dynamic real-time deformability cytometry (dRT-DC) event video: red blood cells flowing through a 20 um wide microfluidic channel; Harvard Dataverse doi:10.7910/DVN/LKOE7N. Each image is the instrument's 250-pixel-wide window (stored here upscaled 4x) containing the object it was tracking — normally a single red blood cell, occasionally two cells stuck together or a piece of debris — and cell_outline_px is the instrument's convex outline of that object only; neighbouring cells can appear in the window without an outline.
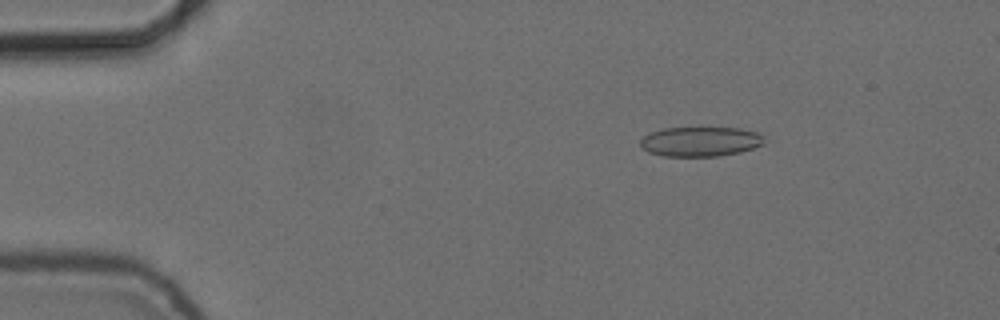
{"species": "common noctule bat (a hibernating species)", "species_latin": "Nyctalus noctula", "temperature_condition": "cold", "stored_images_in_passage": 52, "camera_frame_rate_fps": 3000, "um_per_image_px": 0.085, "animal": {"sex": "female", "body_mass_g": 24.6, "forearm_length_mm": 56.2}, "frame": {"image": 1, "passage_image": 6, "time_ms": 1.667, "image_size_px": [1000, 320], "cell_outline_px": [[764, 144], [740, 152], [716, 156], [664, 156], [648, 152], [640, 144], [640, 140], [644, 136], [652, 132], [664, 128], [740, 128], [756, 132], [764, 136]], "centroid_in_image_um": [59.54, 12.03], "position_along_channel_um": 25.5, "area_um2": 21.27}}
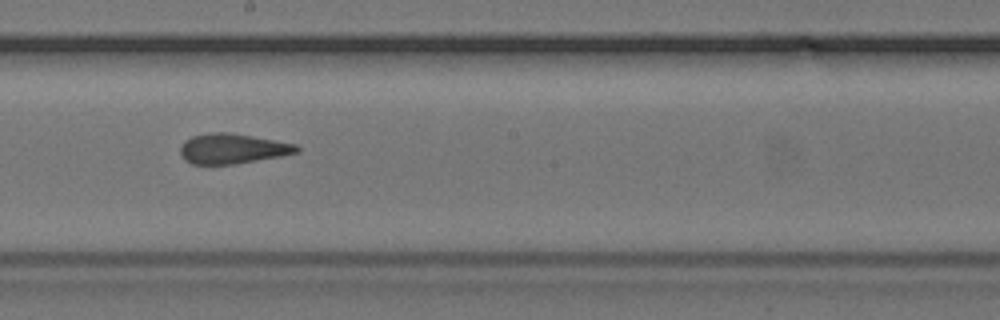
{"frame": {"image": 2, "passage_image": 28, "time_ms": 9.0, "image_size_px": [1000, 320], "cell_outline_px": [[300, 148], [296, 152], [280, 156], [236, 164], [192, 164], [184, 160], [180, 152], [180, 148], [184, 140], [192, 136], [212, 132], [232, 132], [296, 144]], "centroid_in_image_um": [19.73, 12.63], "position_along_channel_um": 228.5, "area_um2": 20.4}}
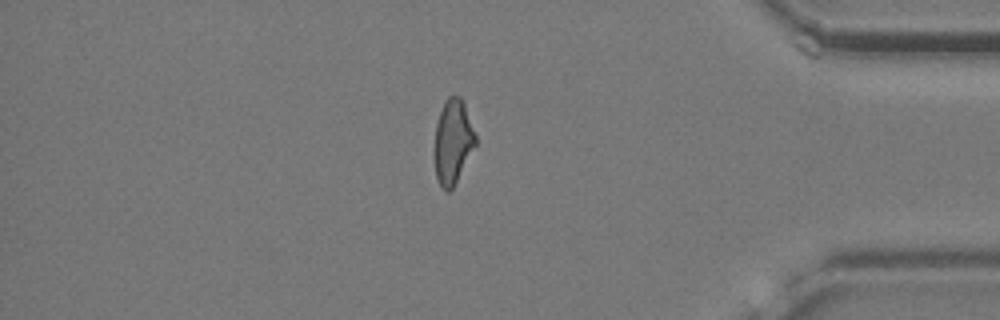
{"frame": {"image": 3, "passage_image": 44, "time_ms": 14.333, "image_size_px": [1000, 320], "cell_outline_px": [[476, 144], [452, 188], [448, 192], [440, 184], [436, 176], [436, 124], [444, 100], [448, 96], [460, 96], [464, 104], [476, 136]], "centroid_in_image_um": [38.51, 11.99], "position_along_channel_um": 396.7, "area_um2": 19.42}, "authors_computed_cell_mechanics": {"area_um2": 21.2704, "velocity_mm_per_s": 3.7455, "shape_relaxation_time_tau1_ms": null, "shape_relaxation_time_tau2_ms": 1.606, "deformation_change_tau1": null, "deformation_change_tau2": 0.1011}}